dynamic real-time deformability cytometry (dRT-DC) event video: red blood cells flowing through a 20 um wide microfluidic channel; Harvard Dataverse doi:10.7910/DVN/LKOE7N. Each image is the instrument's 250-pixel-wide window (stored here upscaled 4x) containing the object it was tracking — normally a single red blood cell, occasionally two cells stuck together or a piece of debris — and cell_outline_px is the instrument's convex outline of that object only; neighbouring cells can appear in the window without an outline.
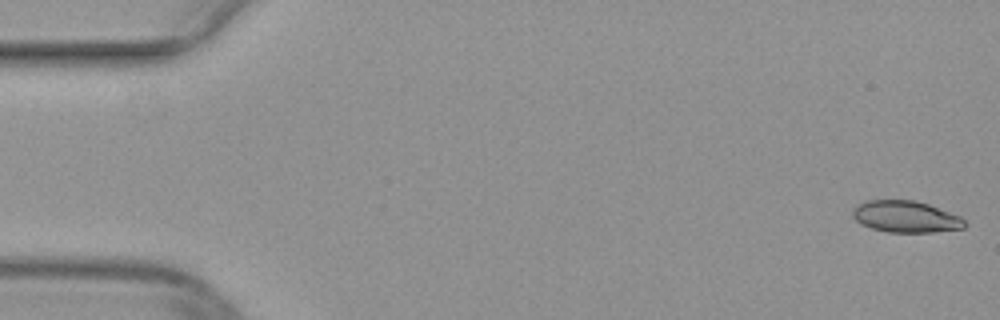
{"species": "common noctule bat (a hibernating species)", "species_latin": "Nyctalus noctula", "temperature_condition": "warm", "stored_images_in_passage": 50, "camera_frame_rate_fps": 3000, "um_per_image_px": 0.085, "animal": {"sex": "female", "body_mass_g": 29.2, "forearm_length_mm": 56.3}, "frame": {"image": 1, "passage_image": 1, "time_ms": 0.0, "image_size_px": [1000, 320], "cell_outline_px": [[968, 224], [964, 228], [932, 232], [888, 232], [872, 228], [860, 224], [852, 216], [852, 212], [864, 200], [916, 200], [928, 204], [960, 216]], "centroid_in_image_um": [77.0, 18.42], "position_along_channel_um": 8.0, "area_um2": 20.58}}
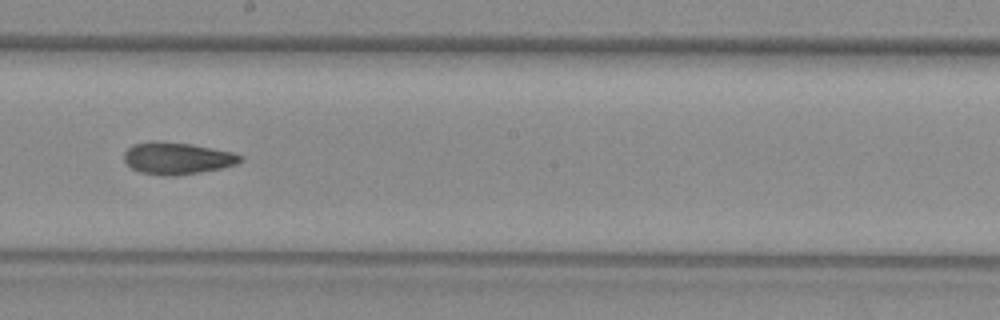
{"frame": {"image": 2, "passage_image": 28, "time_ms": 9.0, "image_size_px": [1000, 320], "cell_outline_px": [[244, 156], [236, 164], [220, 168], [200, 172], [176, 176], [164, 176], [140, 172], [132, 168], [124, 160], [124, 152], [132, 144], [152, 140], [156, 140], [192, 144], [232, 152]], "centroid_in_image_um": [15.02, 13.44], "position_along_channel_um": 233.2, "area_um2": 21.73}}
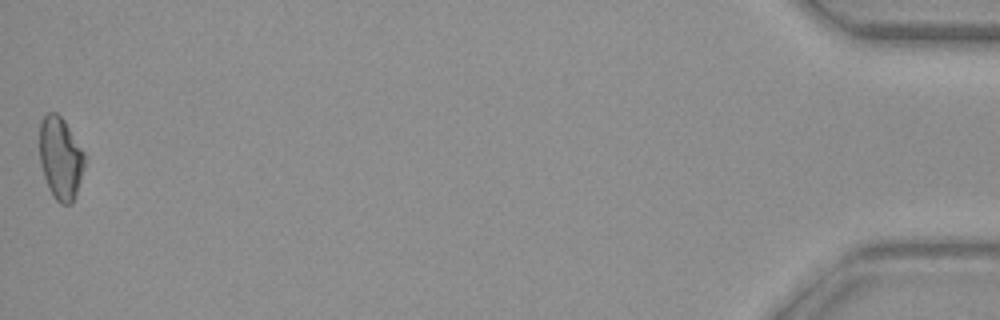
{"frame": {"image": 3, "passage_image": 50, "time_ms": 16.333, "image_size_px": [1000, 320], "cell_outline_px": [[84, 164], [76, 196], [72, 204], [60, 204], [52, 196], [48, 188], [40, 164], [40, 120], [48, 112], [56, 112], [64, 120], [84, 152]], "centroid_in_image_um": [5.13, 13.46], "position_along_channel_um": 430.1, "area_um2": 21.62}}